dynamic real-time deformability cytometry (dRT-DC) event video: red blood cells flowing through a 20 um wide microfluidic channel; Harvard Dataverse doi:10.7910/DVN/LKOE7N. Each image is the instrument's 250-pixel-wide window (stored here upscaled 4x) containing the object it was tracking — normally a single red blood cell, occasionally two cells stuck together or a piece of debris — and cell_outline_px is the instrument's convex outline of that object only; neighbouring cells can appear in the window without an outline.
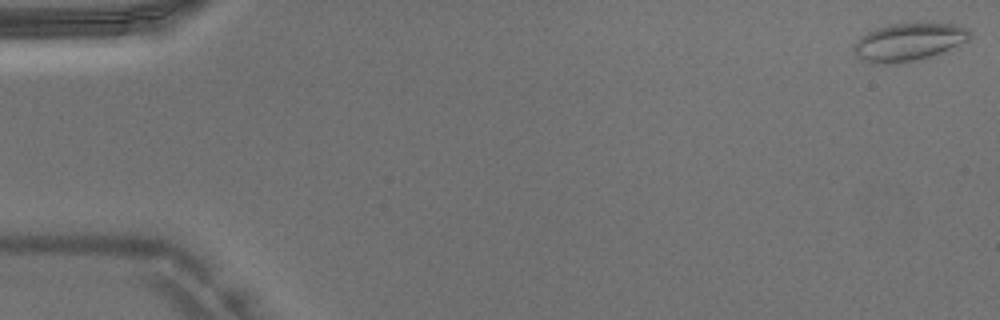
{"species": "Egyptian fruit bat (a non-hibernating species)", "species_latin": "Rousettus aegyptiacus", "temperature_condition": "warm", "stored_images_in_passage": 46, "camera_frame_rate_fps": 3000, "um_per_image_px": 0.085, "animal": {"sex": "male"}, "frame": {"image": 1, "passage_image": 1, "time_ms": 0.0, "image_size_px": [1000, 320], "cell_outline_px": [[968, 40], [940, 52], [916, 60], [896, 64], [876, 64], [864, 60], [856, 56], [852, 48], [856, 40], [860, 36], [876, 28], [888, 24], [960, 24], [968, 32]], "centroid_in_image_um": [77.14, 3.58], "position_along_channel_um": 7.9, "area_um2": 25.03}}
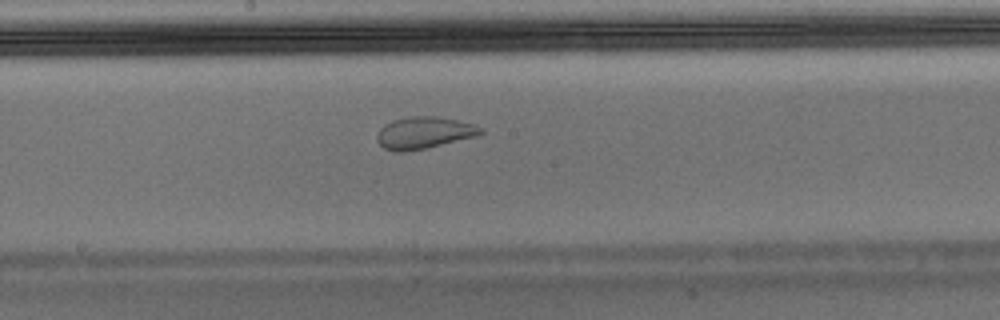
{"frame": {"image": 2, "passage_image": 25, "time_ms": 8.0, "image_size_px": [1000, 320], "cell_outline_px": [[484, 132], [476, 136], [424, 148], [404, 152], [396, 152], [384, 148], [376, 140], [376, 136], [380, 128], [384, 124], [392, 120], [412, 116], [436, 116], [476, 124], [484, 128]], "centroid_in_image_um": [36.03, 11.27], "position_along_channel_um": 212.2, "area_um2": 19.25}}
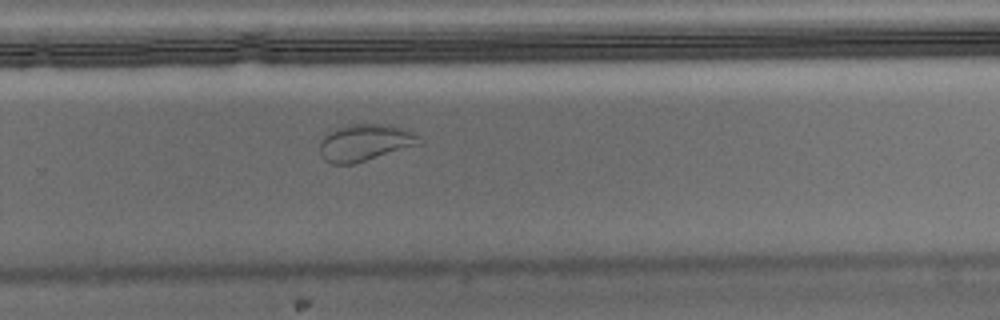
{"frame": {"image": 3, "passage_image": 31, "time_ms": 10.0, "image_size_px": [1000, 320], "cell_outline_px": [[420, 144], [352, 164], [332, 164], [324, 160], [320, 156], [320, 140], [328, 132], [336, 128], [348, 124], [388, 124], [408, 128], [416, 132], [420, 136]], "centroid_in_image_um": [31.02, 12.1], "position_along_channel_um": 298.8, "area_um2": 21.56}}